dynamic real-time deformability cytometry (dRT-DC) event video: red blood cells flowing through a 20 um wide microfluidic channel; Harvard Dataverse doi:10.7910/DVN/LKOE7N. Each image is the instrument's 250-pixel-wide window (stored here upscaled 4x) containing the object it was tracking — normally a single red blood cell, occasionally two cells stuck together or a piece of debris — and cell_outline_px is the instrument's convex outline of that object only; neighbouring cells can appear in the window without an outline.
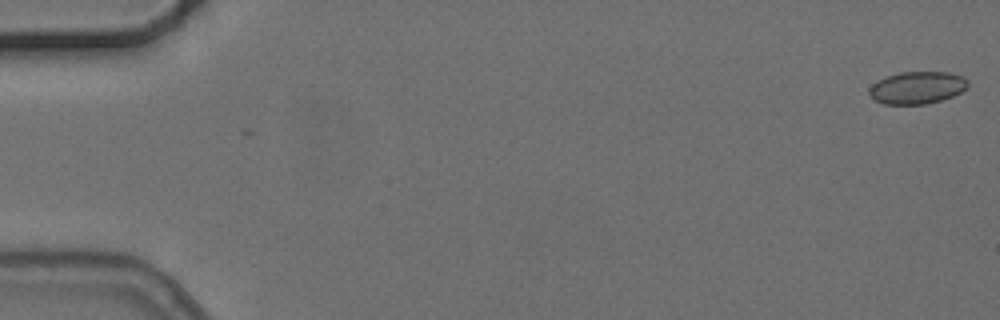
{"species": "common noctule bat (a hibernating species)", "species_latin": "Nyctalus noctula", "temperature_condition": "cold", "stored_images_in_passage": 6, "camera_frame_rate_fps": 3000, "um_per_image_px": 0.085, "animal": {"sex": "female", "body_mass_g": 24.6, "forearm_length_mm": 56.2}, "frame": {"image": 1, "passage_image": 1, "time_ms": 0.0, "image_size_px": [1000, 320], "cell_outline_px": [[968, 88], [952, 96], [940, 100], [924, 104], [884, 104], [868, 96], [868, 88], [876, 80], [900, 72], [948, 72], [964, 76], [968, 80]], "centroid_in_image_um": [77.94, 7.44], "position_along_channel_um": 7.1, "area_um2": 18.73}}
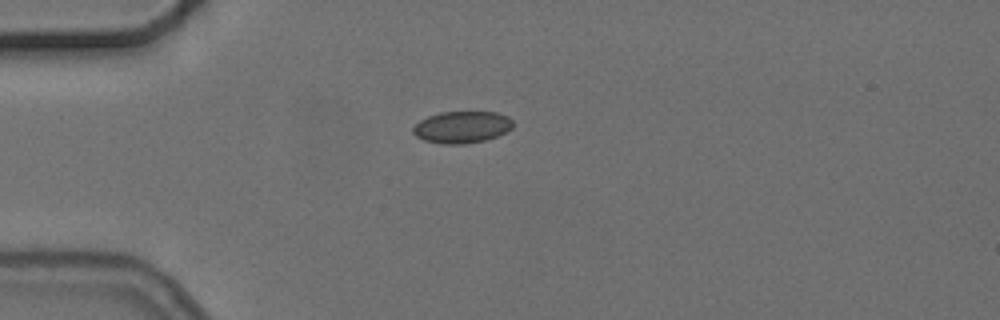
{"frame": {"image": 2, "passage_image": 5, "time_ms": 4.667, "image_size_px": [1000, 320], "cell_outline_px": [[512, 128], [496, 136], [484, 140], [464, 144], [440, 144], [424, 140], [416, 136], [412, 132], [412, 128], [420, 120], [428, 116], [440, 112], [496, 112], [508, 116], [512, 120]], "centroid_in_image_um": [39.24, 10.8], "position_along_channel_um": 45.8, "area_um2": 18.5}}